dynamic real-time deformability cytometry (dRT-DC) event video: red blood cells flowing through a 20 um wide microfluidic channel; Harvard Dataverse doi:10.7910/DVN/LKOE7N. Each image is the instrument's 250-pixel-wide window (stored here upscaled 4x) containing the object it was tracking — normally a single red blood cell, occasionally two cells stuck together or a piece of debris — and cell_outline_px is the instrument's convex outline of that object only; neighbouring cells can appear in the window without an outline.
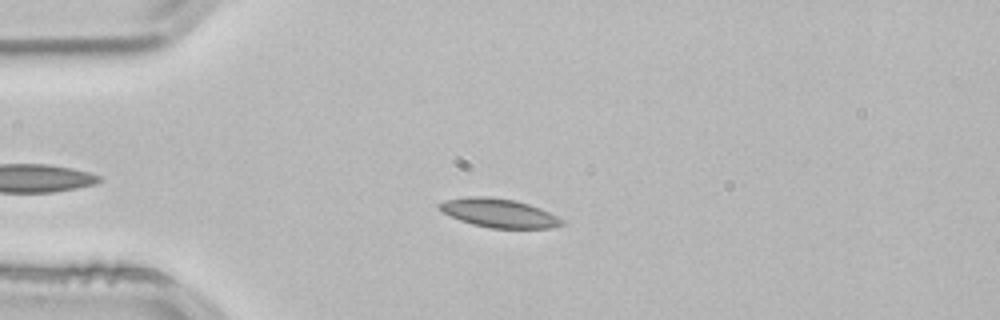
{"species": "common noctule bat (a hibernating species)", "species_latin": "Nyctalus noctula", "temperature_condition": "room temperature", "stored_images_in_passage": 37, "camera_frame_rate_fps": 3000, "um_per_image_px": 0.085, "animal": {"sex": "male", "body_mass_g": 21.5, "forearm_length_mm": 52.0}, "frame": {"image": 1, "passage_image": 9, "time_ms": 2.667, "image_size_px": [1000, 320], "cell_outline_px": [[564, 224], [548, 228], [488, 228], [472, 224], [460, 220], [436, 208], [436, 204], [444, 200], [464, 196], [488, 196], [516, 200], [540, 208], [564, 220]], "centroid_in_image_um": [42.35, 18.09], "position_along_channel_um": 42.6, "area_um2": 20.63}}
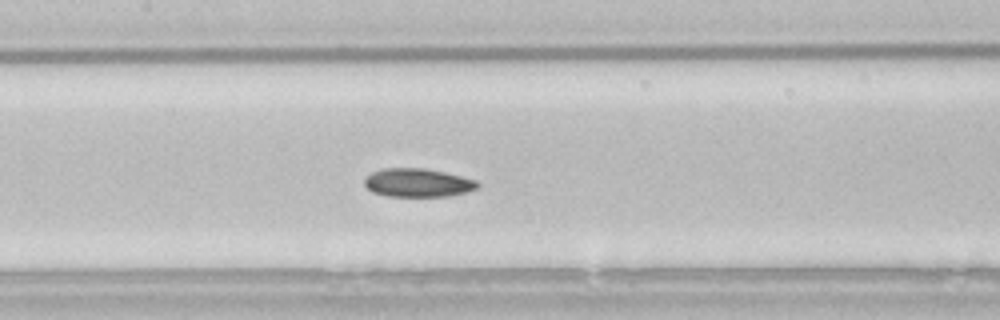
{"frame": {"image": 2, "passage_image": 21, "time_ms": 6.667, "image_size_px": [1000, 320], "cell_outline_px": [[480, 184], [476, 188], [464, 192], [448, 196], [388, 196], [372, 192], [364, 184], [364, 180], [372, 172], [384, 168], [424, 168], [444, 172], [476, 180]], "centroid_in_image_um": [35.49, 15.53], "position_along_channel_um": 171.9, "area_um2": 18.55}}
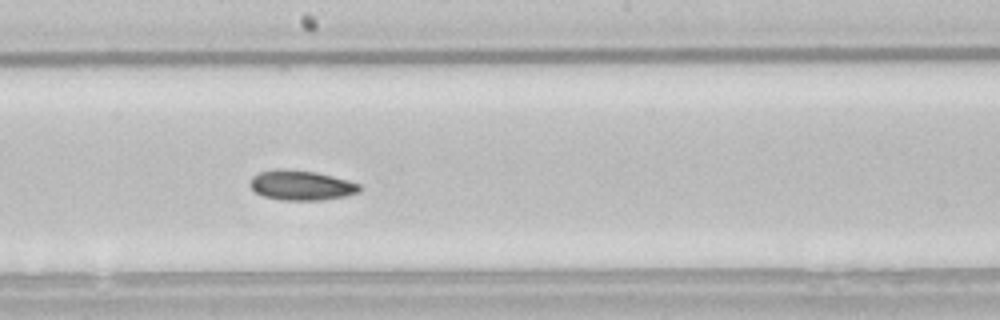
{"frame": {"image": 3, "passage_image": 25, "time_ms": 8.0, "image_size_px": [1000, 320], "cell_outline_px": [[360, 192], [344, 196], [320, 200], [280, 200], [264, 196], [256, 192], [252, 188], [252, 176], [260, 172], [276, 168], [284, 168], [316, 172], [348, 180], [360, 184]], "centroid_in_image_um": [25.62, 15.74], "position_along_channel_um": 222.6, "area_um2": 18.96}, "authors_computed_cell_mechanics": {"area_um2": 19.2474, "velocity_mm_per_s": 3.8137, "shape_relaxation_time_tau1_ms": null, "shape_relaxation_time_tau2_ms": 7.9402, "deformation_change_tau1": null, "deformation_change_tau2": 0.1064}}